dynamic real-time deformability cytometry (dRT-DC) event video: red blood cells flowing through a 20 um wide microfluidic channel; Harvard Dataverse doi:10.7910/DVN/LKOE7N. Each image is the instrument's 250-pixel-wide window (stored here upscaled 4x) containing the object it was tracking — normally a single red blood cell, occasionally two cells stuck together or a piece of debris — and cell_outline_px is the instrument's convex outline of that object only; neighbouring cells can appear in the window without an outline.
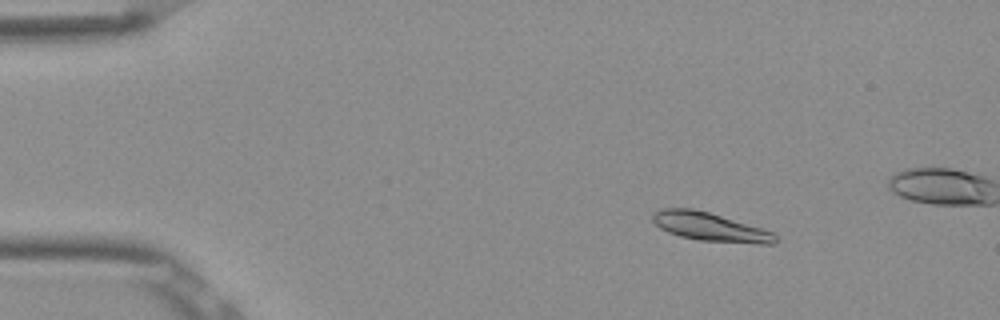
{"species": "Egyptian fruit bat (a non-hibernating species)", "species_latin": "Rousettus aegyptiacus", "temperature_condition": "room temperature", "stored_images_in_passage": 6, "camera_frame_rate_fps": 3000, "um_per_image_px": 0.085, "frame": {"image": 1, "passage_image": 3, "time_ms": 0.667, "image_size_px": [1000, 320], "cell_outline_px": [[776, 244], [760, 244], [700, 240], [680, 236], [668, 232], [660, 228], [652, 220], [652, 212], [660, 208], [692, 208], [708, 212], [760, 228], [772, 232], [776, 236]], "centroid_in_image_um": [60.3, 19.28], "position_along_channel_um": 24.7, "area_um2": 20.17}}